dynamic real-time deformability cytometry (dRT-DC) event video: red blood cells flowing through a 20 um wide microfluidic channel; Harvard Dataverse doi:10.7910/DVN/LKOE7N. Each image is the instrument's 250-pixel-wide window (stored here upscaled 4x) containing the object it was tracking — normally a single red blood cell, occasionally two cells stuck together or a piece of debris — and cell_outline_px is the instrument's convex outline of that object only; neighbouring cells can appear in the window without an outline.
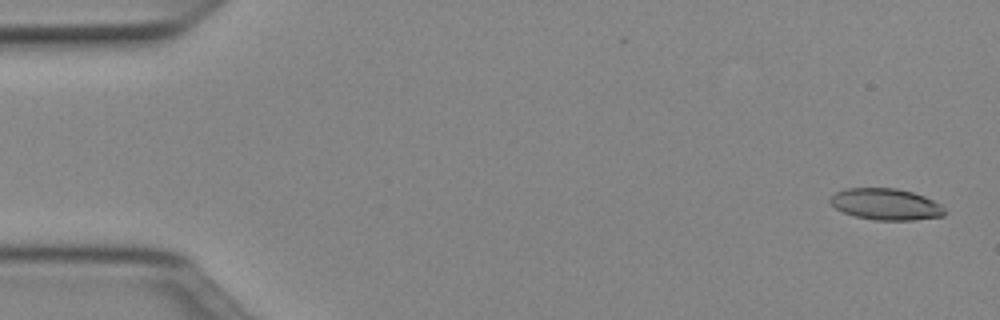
{"species": "Egyptian fruit bat (a non-hibernating species)", "species_latin": "Rousettus aegyptiacus", "temperature_condition": "cold", "stored_images_in_passage": 51, "camera_frame_rate_fps": 3000, "um_per_image_px": 0.085, "animal": {"sex": "female"}, "frame": {"image": 1, "passage_image": 2, "time_ms": 0.333, "image_size_px": [1000, 320], "cell_outline_px": [[944, 216], [912, 220], [876, 220], [856, 216], [844, 212], [836, 208], [828, 200], [836, 192], [844, 188], [896, 188], [912, 192], [924, 196], [940, 204], [944, 208]], "centroid_in_image_um": [75.29, 17.35], "position_along_channel_um": 9.7, "area_um2": 20.81}}
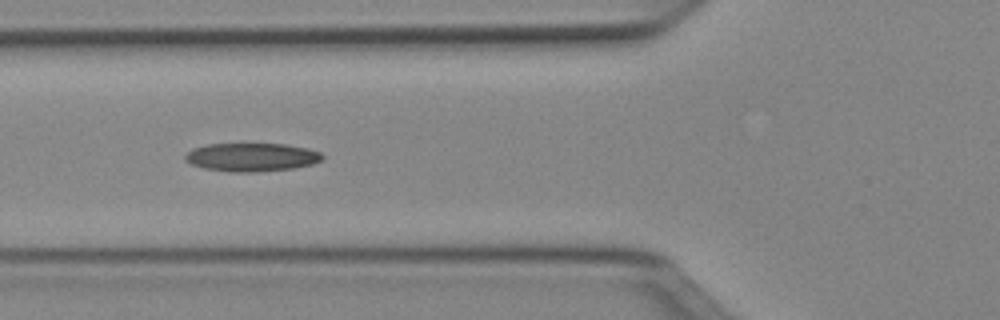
{"frame": {"image": 2, "passage_image": 19, "time_ms": 6.0, "image_size_px": [1000, 320], "cell_outline_px": [[324, 160], [312, 164], [292, 168], [256, 172], [228, 172], [204, 168], [192, 164], [184, 160], [184, 156], [192, 148], [208, 144], [284, 144], [308, 148], [320, 152], [324, 156]], "centroid_in_image_um": [21.39, 13.36], "position_along_channel_um": 104.4, "area_um2": 22.77}}
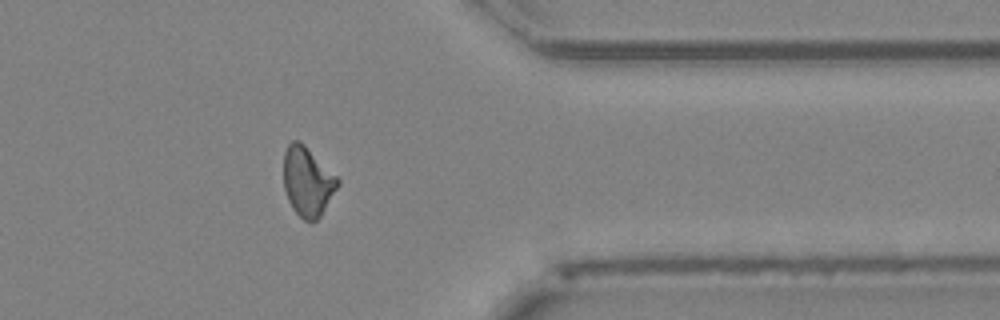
{"frame": {"image": 3, "passage_image": 41, "time_ms": 13.333, "image_size_px": [1000, 320], "cell_outline_px": [[340, 184], [320, 216], [316, 220], [304, 220], [292, 208], [288, 200], [284, 188], [284, 152], [288, 144], [292, 140], [300, 140], [340, 180]], "centroid_in_image_um": [26.13, 15.41], "position_along_channel_um": 385.3, "area_um2": 21.62}, "authors_computed_cell_mechanics": {"area_um2": 21.7328, "velocity_mm_per_s": 4.0096, "shape_relaxation_time_tau1_ms": null, "shape_relaxation_time_tau2_ms": 5.0979, "deformation_change_tau1": null, "deformation_change_tau2": 0.1266}}